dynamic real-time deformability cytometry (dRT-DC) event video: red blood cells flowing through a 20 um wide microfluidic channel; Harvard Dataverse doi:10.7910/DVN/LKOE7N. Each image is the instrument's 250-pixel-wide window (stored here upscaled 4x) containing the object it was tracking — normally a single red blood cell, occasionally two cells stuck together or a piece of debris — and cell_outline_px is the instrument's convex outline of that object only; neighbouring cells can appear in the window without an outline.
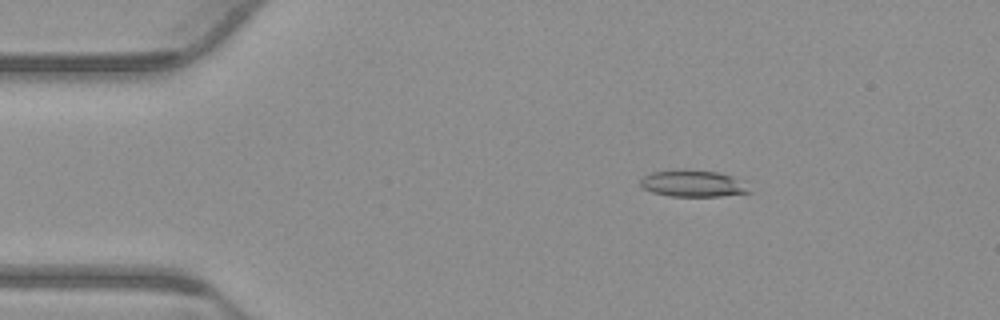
{"species": "common noctule bat (a hibernating species)", "species_latin": "Nyctalus noctula", "temperature_condition": "warm", "stored_images_in_passage": 55, "segment_of_instrument_passage": [1, 2], "camera_frame_rate_fps": 3000, "um_per_image_px": 0.085, "animal": {"sex": "male", "body_mass_g": 23.1, "forearm_length_mm": 52.7}, "frame": {"image": 1, "passage_image": 9, "time_ms": 2.667, "image_size_px": [1000, 320], "cell_outline_px": [[752, 192], [720, 196], [668, 196], [652, 192], [644, 188], [640, 184], [640, 180], [644, 176], [652, 172], [680, 168], [716, 172], [732, 176]], "centroid_in_image_um": [58.82, 15.59], "position_along_channel_um": 26.2, "area_um2": 16.76}}
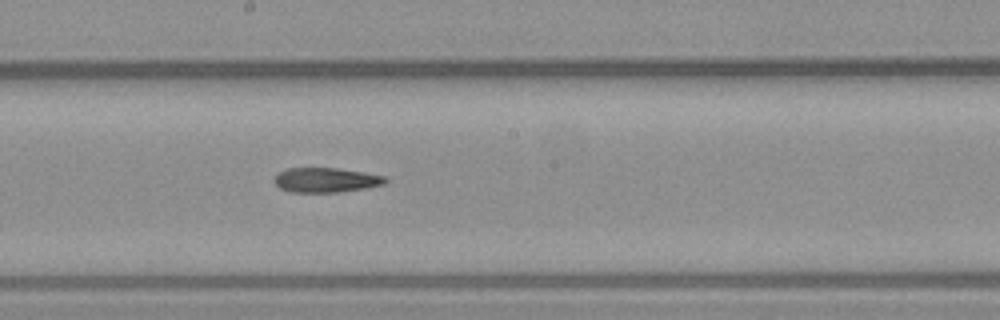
{"frame": {"image": 2, "passage_image": 29, "time_ms": 9.333, "image_size_px": [1000, 320], "cell_outline_px": [[388, 180], [384, 184], [364, 188], [340, 192], [288, 192], [280, 188], [272, 180], [276, 172], [288, 168], [336, 168], [364, 172], [388, 176]], "centroid_in_image_um": [27.68, 15.29], "position_along_channel_um": 220.5, "area_um2": 16.18}}
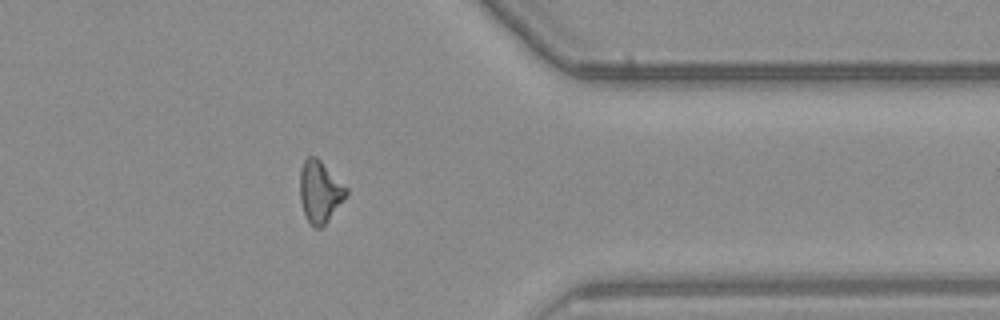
{"frame": {"image": 3, "passage_image": 43, "time_ms": 14.0, "image_size_px": [1000, 320], "cell_outline_px": [[348, 192], [328, 220], [320, 228], [312, 228], [304, 212], [300, 200], [300, 172], [304, 160], [308, 156], [316, 156], [348, 188]], "centroid_in_image_um": [27.17, 16.28], "position_along_channel_um": 384.2, "area_um2": 16.42}}